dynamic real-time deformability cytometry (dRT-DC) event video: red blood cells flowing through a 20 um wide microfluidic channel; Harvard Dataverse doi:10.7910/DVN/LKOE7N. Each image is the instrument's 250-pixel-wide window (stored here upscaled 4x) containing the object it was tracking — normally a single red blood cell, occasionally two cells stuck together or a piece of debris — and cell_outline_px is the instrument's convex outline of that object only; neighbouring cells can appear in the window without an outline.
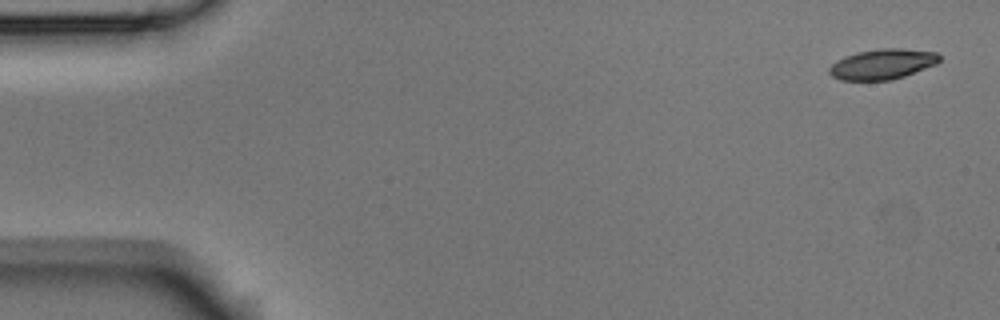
{"species": "Egyptian fruit bat (a non-hibernating species)", "species_latin": "Rousettus aegyptiacus", "temperature_condition": "room temperature", "stored_images_in_passage": 5, "camera_frame_rate_fps": 3000, "um_per_image_px": 0.085, "animal": {"sex": "male"}, "frame": {"image": 1, "passage_image": 1, "time_ms": 0.0, "image_size_px": [1000, 320], "cell_outline_px": [[940, 60], [936, 64], [904, 76], [888, 80], [840, 80], [832, 76], [828, 72], [828, 68], [836, 60], [844, 56], [856, 52], [880, 48], [904, 48], [936, 52], [940, 56]], "centroid_in_image_um": [74.98, 5.44], "position_along_channel_um": 10.0, "area_um2": 19.54}}
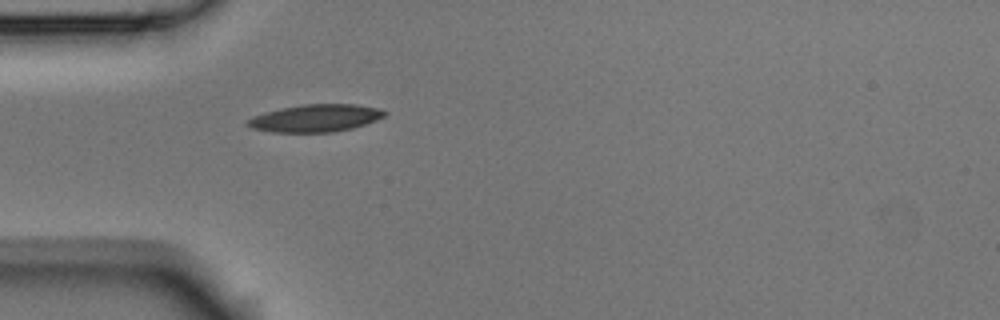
{"frame": {"image": 2, "passage_image": 5, "time_ms": 1.333, "image_size_px": [1000, 320], "cell_outline_px": [[388, 112], [384, 116], [376, 120], [352, 128], [332, 132], [272, 132], [252, 128], [244, 124], [252, 116], [264, 112], [280, 108], [300, 104], [356, 104], [380, 108]], "centroid_in_image_um": [26.8, 10.03], "position_along_channel_um": 58.2, "area_um2": 22.02}}